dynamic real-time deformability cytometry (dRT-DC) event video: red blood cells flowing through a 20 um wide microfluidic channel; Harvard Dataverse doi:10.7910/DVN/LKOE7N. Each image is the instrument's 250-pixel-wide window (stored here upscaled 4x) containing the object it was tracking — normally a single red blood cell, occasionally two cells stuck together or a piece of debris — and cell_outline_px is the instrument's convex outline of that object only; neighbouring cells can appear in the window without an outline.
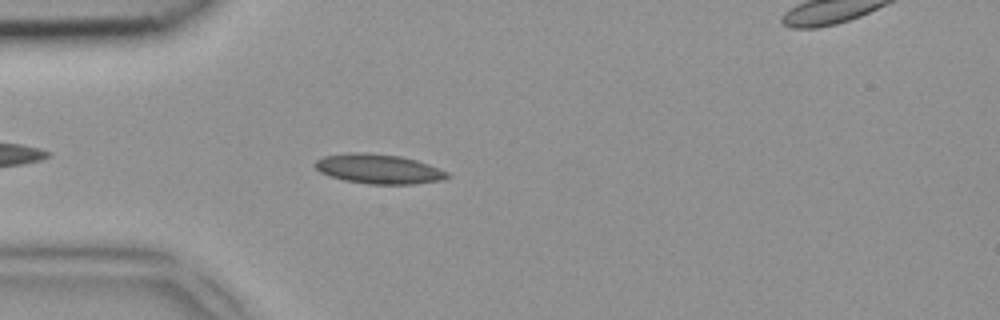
{"species": "common noctule bat (a hibernating species)", "species_latin": "Nyctalus noctula", "temperature_condition": "room temperature", "stored_images_in_passage": 40, "camera_frame_rate_fps": 3000, "um_per_image_px": 0.085, "animal": {"sex": "female", "body_mass_g": 18.4}, "frame": {"image": 1, "passage_image": 5, "time_ms": 1.333, "image_size_px": [1000, 320], "cell_outline_px": [[452, 176], [444, 180], [412, 184], [368, 184], [344, 180], [328, 176], [320, 172], [316, 168], [316, 160], [324, 156], [348, 152], [368, 152], [400, 156], [416, 160], [440, 168], [448, 172]], "centroid_in_image_um": [32.21, 14.36], "position_along_channel_um": 52.8, "area_um2": 23.0}}
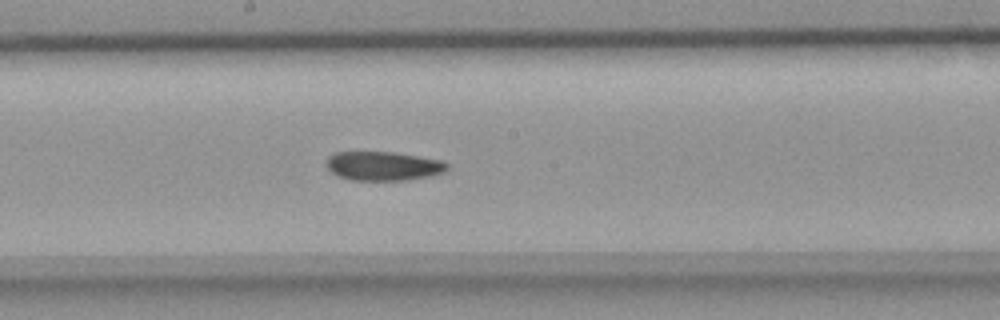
{"frame": {"image": 2, "passage_image": 17, "time_ms": 5.333, "image_size_px": [1000, 320], "cell_outline_px": [[448, 168], [444, 172], [432, 176], [408, 180], [352, 180], [336, 176], [328, 168], [328, 156], [336, 152], [392, 152], [440, 160], [448, 164]], "centroid_in_image_um": [32.59, 14.12], "position_along_channel_um": 215.6, "area_um2": 20.35}}
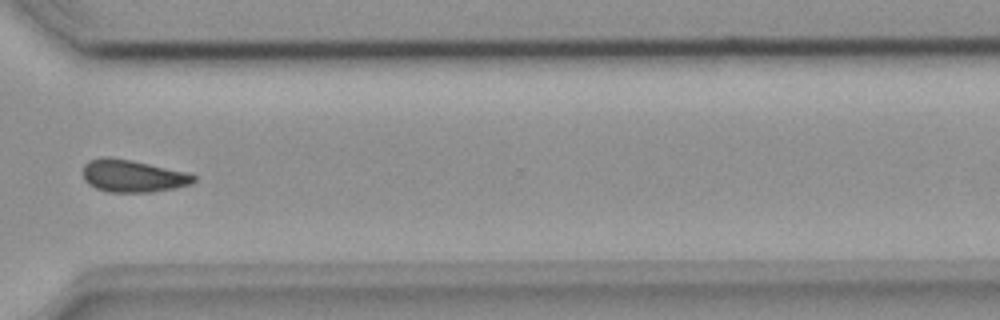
{"frame": {"image": 3, "passage_image": 27, "time_ms": 8.667, "image_size_px": [1000, 320], "cell_outline_px": [[196, 180], [192, 184], [152, 192], [108, 192], [96, 188], [88, 184], [84, 180], [84, 164], [88, 160], [100, 156], [108, 156], [132, 160], [188, 172], [196, 176]], "centroid_in_image_um": [11.27, 14.94], "position_along_channel_um": 359.3, "area_um2": 21.1}}